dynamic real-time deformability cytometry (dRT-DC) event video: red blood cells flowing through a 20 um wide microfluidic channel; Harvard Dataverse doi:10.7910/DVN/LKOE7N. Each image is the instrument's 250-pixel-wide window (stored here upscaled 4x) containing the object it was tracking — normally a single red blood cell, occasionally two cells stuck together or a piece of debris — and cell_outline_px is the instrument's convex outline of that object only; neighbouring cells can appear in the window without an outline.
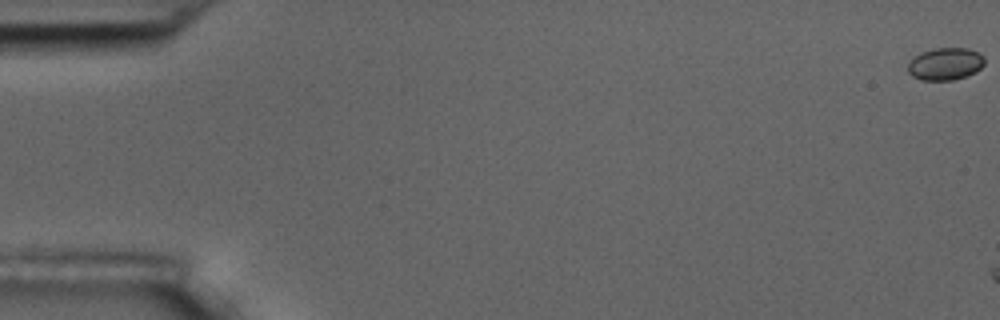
{"species": "common noctule bat (a hibernating species)", "species_latin": "Nyctalus noctula", "temperature_condition": "room temperature", "stored_images_in_passage": 3, "camera_frame_rate_fps": 3000, "um_per_image_px": 0.085, "animal": {"sex": "male", "body_mass_g": 17.5, "forearm_length_mm": 52.3}, "frame": {"image": 1, "passage_image": 1, "time_ms": 0.0, "image_size_px": [1000, 320], "cell_outline_px": [[984, 64], [976, 72], [952, 80], [920, 80], [912, 76], [908, 72], [908, 64], [920, 52], [936, 48], [968, 48], [980, 52], [984, 56]], "centroid_in_image_um": [80.37, 5.42], "position_along_channel_um": 4.6, "area_um2": 14.45}}